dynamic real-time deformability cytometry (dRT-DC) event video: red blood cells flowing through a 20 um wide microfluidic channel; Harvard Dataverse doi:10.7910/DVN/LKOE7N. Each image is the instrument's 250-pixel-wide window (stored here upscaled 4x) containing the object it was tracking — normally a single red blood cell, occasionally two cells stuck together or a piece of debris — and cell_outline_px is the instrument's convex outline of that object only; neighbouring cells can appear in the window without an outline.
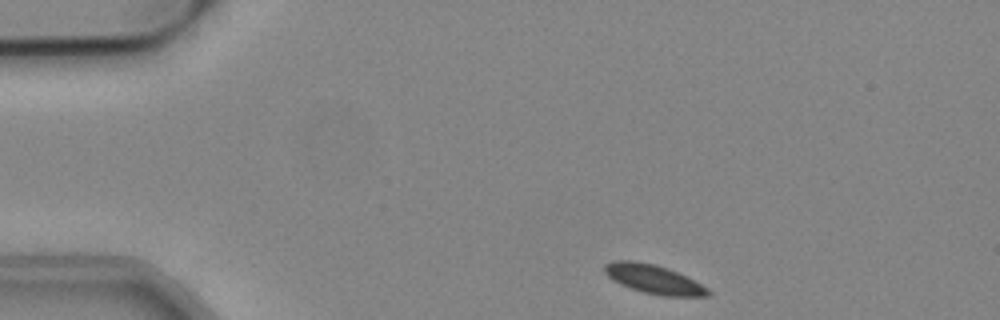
{"species": "common noctule bat (a hibernating species)", "species_latin": "Nyctalus noctula", "temperature_condition": "cold", "stored_images_in_passage": 46, "camera_frame_rate_fps": 3000, "um_per_image_px": 0.085, "animal": {"sex": "male", "body_mass_g": 19.2, "forearm_length_mm": 51.8}, "frame": {"image": 1, "passage_image": 1, "time_ms": 0.0, "image_size_px": [1000, 320], "cell_outline_px": [[712, 292], [708, 296], [660, 296], [644, 292], [620, 284], [608, 276], [604, 272], [604, 264], [612, 260], [636, 260], [668, 268], [708, 288]], "centroid_in_image_um": [55.53, 23.72], "position_along_channel_um": 29.5, "area_um2": 17.28}}
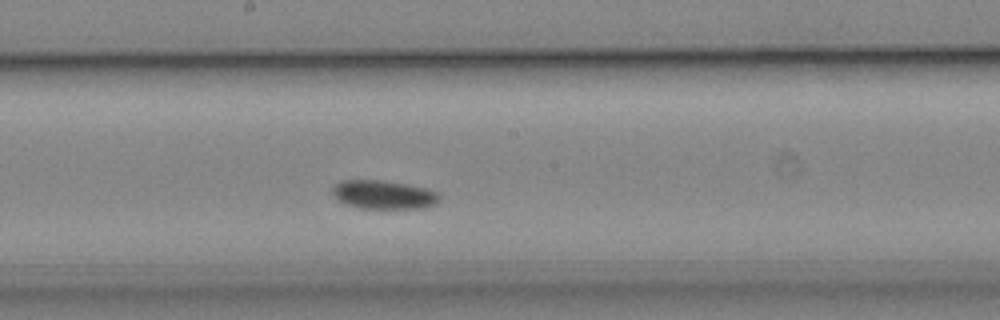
{"frame": {"image": 2, "passage_image": 21, "time_ms": 6.667, "image_size_px": [1000, 320], "cell_outline_px": [[440, 200], [436, 204], [424, 208], [356, 208], [344, 204], [332, 192], [332, 188], [340, 180], [380, 180], [408, 184], [428, 188], [436, 192], [440, 196]], "centroid_in_image_um": [32.63, 16.54], "position_along_channel_um": 215.6, "area_um2": 17.98}}
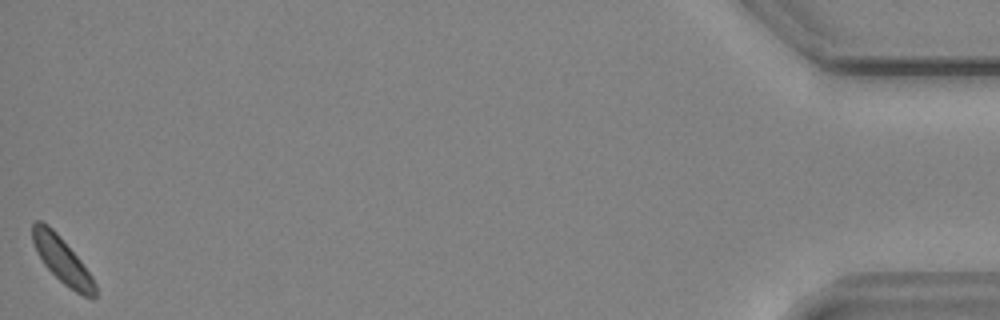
{"frame": {"image": 3, "passage_image": 46, "time_ms": 15.0, "image_size_px": [1000, 320], "cell_outline_px": [[96, 300], [92, 300], [76, 292], [64, 284], [44, 264], [36, 252], [32, 240], [32, 224], [36, 220], [40, 220], [48, 224], [56, 232], [80, 260], [92, 276], [96, 284]], "centroid_in_image_um": [5.29, 22.12], "position_along_channel_um": 429.9, "area_um2": 16.7}}